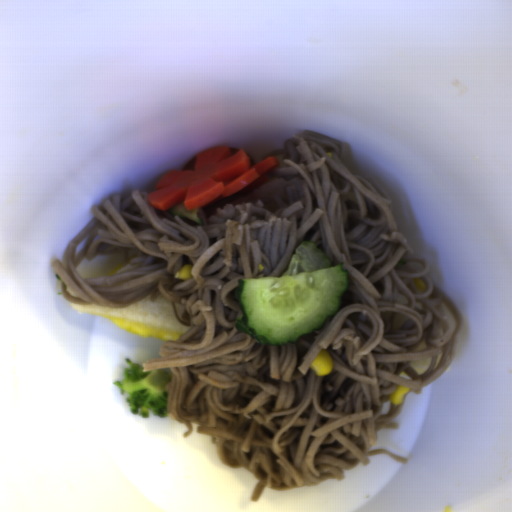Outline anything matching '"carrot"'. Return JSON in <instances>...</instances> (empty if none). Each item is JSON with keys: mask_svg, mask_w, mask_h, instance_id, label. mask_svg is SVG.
I'll return each instance as SVG.
<instances>
[{"mask_svg": "<svg viewBox=\"0 0 512 512\" xmlns=\"http://www.w3.org/2000/svg\"><path fill=\"white\" fill-rule=\"evenodd\" d=\"M252 159L243 148L234 154L229 145H216L194 155L193 169L169 170L149 192L147 200L158 210L169 211L183 203L186 210L214 204L230 195L253 192L270 182L267 173L280 165L274 155Z\"/></svg>", "mask_w": 512, "mask_h": 512, "instance_id": "carrot-1", "label": "carrot"}]
</instances>
